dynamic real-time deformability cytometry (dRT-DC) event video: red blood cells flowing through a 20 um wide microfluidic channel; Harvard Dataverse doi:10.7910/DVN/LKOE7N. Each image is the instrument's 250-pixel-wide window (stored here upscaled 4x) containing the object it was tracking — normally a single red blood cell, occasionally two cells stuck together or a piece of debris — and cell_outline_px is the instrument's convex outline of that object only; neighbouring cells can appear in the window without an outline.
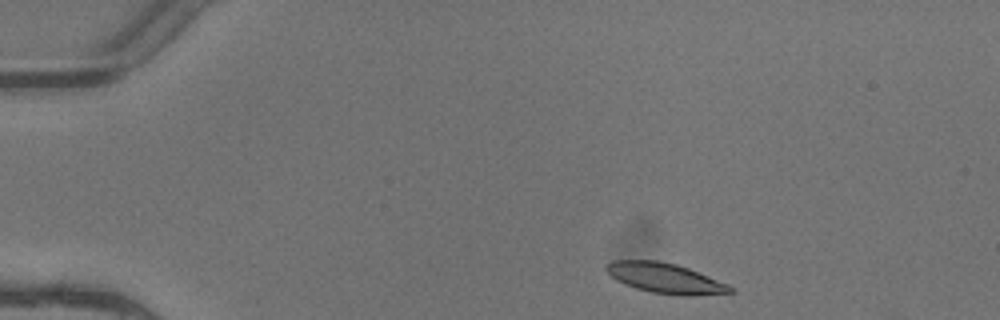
{"species": "common noctule bat (a hibernating species)", "species_latin": "Nyctalus noctula", "temperature_condition": "warm", "stored_images_in_passage": 3, "camera_frame_rate_fps": 3000, "um_per_image_px": 0.085, "animal": {"sex": "female"}, "frame": {"image": 1, "passage_image": 1, "time_ms": 0.0, "image_size_px": [1000, 320], "cell_outline_px": [[736, 292], [692, 296], [684, 296], [652, 292], [636, 288], [624, 284], [616, 280], [604, 268], [612, 260], [656, 260], [676, 264], [688, 268], [728, 284], [736, 288]], "centroid_in_image_um": [56.58, 23.65], "position_along_channel_um": 28.4, "area_um2": 21.79}}
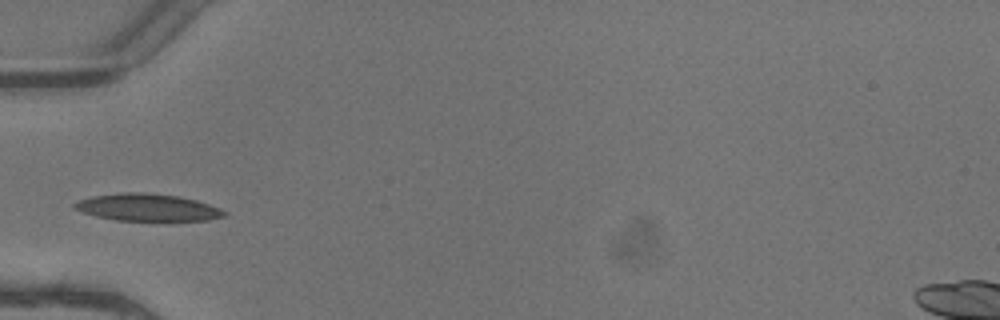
{"frame": {"image": 2, "passage_image": 3, "time_ms": 0.667, "image_size_px": [1000, 320], "cell_outline_px": [[228, 216], [208, 220], [116, 220], [96, 216], [72, 208], [72, 204], [80, 200], [92, 196], [120, 192], [144, 192], [176, 196], [196, 200], [220, 208], [228, 212]], "centroid_in_image_um": [12.55, 17.62], "position_along_channel_um": 72.5, "area_um2": 23.64}}